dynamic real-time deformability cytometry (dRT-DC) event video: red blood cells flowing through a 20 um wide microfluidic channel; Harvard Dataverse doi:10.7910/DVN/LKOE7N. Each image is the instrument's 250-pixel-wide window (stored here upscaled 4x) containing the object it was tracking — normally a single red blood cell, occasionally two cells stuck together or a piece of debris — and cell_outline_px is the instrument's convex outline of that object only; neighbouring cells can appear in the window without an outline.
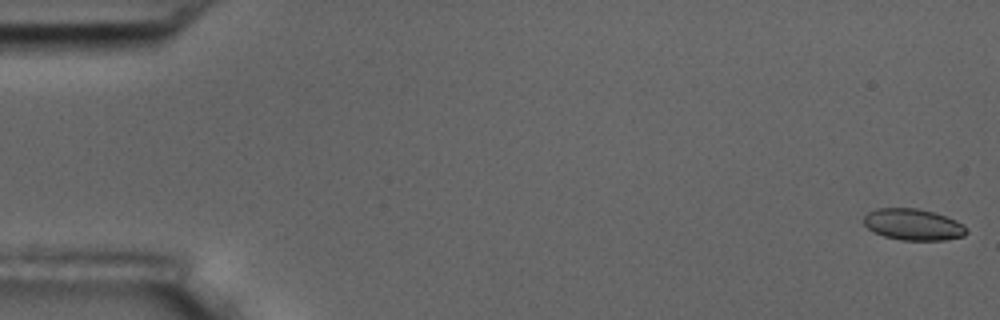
{"species": "common noctule bat (a hibernating species)", "species_latin": "Nyctalus noctula", "temperature_condition": "room temperature", "stored_images_in_passage": 11, "camera_frame_rate_fps": 3000, "um_per_image_px": 0.085, "animal": {"sex": "male", "body_mass_g": 17.5, "forearm_length_mm": 52.3}, "frame": {"image": 1, "passage_image": 1, "time_ms": 0.0, "image_size_px": [1000, 320], "cell_outline_px": [[968, 232], [964, 236], [944, 240], [900, 240], [884, 236], [868, 228], [864, 224], [864, 216], [868, 212], [876, 208], [916, 208], [932, 212], [956, 220]], "centroid_in_image_um": [77.59, 19.08], "position_along_channel_um": 7.4, "area_um2": 18.55}}
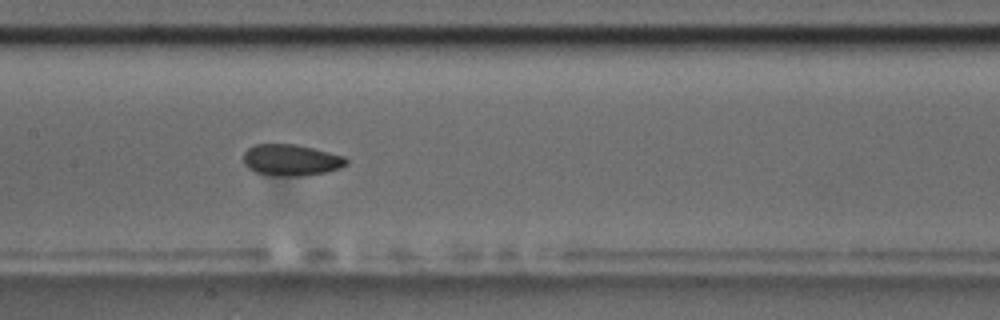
{"frame": {"image": 2, "passage_image": 8, "time_ms": 9.0, "image_size_px": [1000, 320], "cell_outline_px": [[348, 164], [340, 168], [324, 172], [296, 176], [288, 176], [256, 172], [248, 168], [244, 164], [244, 152], [248, 148], [256, 144], [296, 144], [344, 156], [348, 160]], "centroid_in_image_um": [24.74, 13.59], "position_along_channel_um": 182.7, "area_um2": 18.5}}
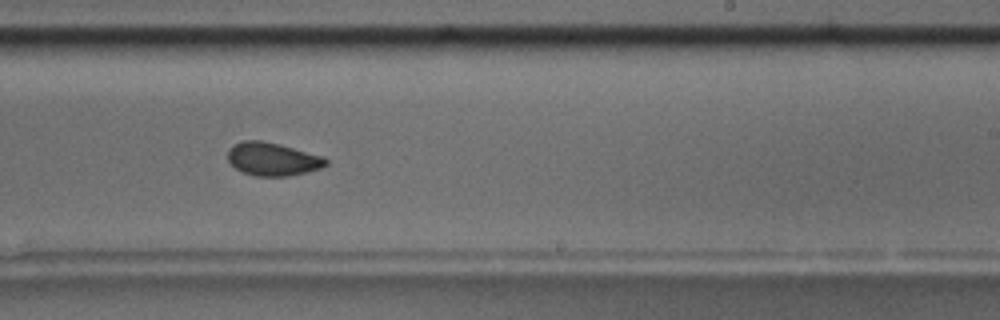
{"frame": {"image": 3, "passage_image": 10, "time_ms": 11.333, "image_size_px": [1000, 320], "cell_outline_px": [[328, 164], [320, 168], [288, 176], [256, 176], [240, 172], [228, 160], [228, 148], [232, 144], [244, 140], [260, 140], [280, 144], [320, 156], [328, 160]], "centroid_in_image_um": [23.11, 13.52], "position_along_channel_um": 265.9, "area_um2": 18.84}}